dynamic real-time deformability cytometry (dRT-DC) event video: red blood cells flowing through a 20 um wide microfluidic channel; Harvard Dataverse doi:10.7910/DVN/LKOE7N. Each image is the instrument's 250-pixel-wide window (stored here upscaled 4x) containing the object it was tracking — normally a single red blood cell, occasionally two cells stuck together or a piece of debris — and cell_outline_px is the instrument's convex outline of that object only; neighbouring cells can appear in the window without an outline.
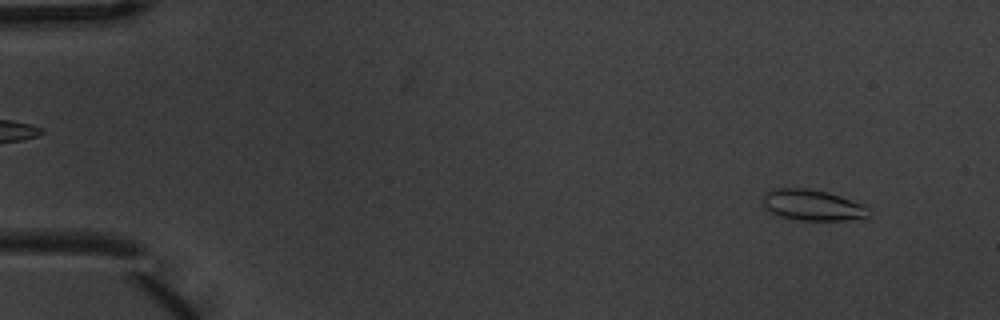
{"species": "common noctule bat (a hibernating species)", "species_latin": "Nyctalus noctula", "temperature_condition": "warm", "stored_images_in_passage": 4, "camera_frame_rate_fps": 3000, "um_per_image_px": 0.085, "animal": {"sex": "male", "body_mass_g": 20.1, "forearm_length_mm": 53.5}, "frame": {"image": 1, "passage_image": 1, "time_ms": 0.0, "image_size_px": [1000, 320], "cell_outline_px": [[872, 216], [844, 220], [796, 220], [780, 216], [768, 212], [764, 208], [764, 192], [776, 188], [808, 188], [828, 192], [864, 204], [868, 208]], "centroid_in_image_um": [69.05, 17.43], "position_along_channel_um": 15.9, "area_um2": 19.25}}
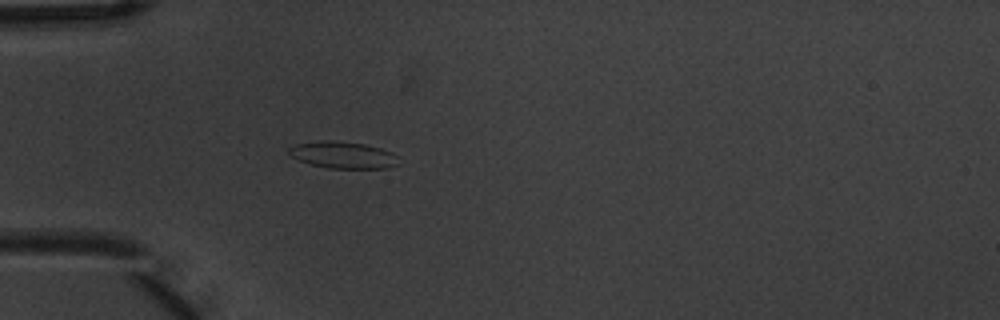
{"frame": {"image": 2, "passage_image": 4, "time_ms": 1.0, "image_size_px": [1000, 320], "cell_outline_px": [[396, 164], [388, 168], [328, 168], [312, 164], [300, 160], [292, 156], [288, 152], [288, 148], [296, 144], [324, 140], [328, 140], [364, 144], [380, 148], [392, 152], [396, 156]], "centroid_in_image_um": [29.13, 13.17], "position_along_channel_um": 55.9, "area_um2": 16.76}}